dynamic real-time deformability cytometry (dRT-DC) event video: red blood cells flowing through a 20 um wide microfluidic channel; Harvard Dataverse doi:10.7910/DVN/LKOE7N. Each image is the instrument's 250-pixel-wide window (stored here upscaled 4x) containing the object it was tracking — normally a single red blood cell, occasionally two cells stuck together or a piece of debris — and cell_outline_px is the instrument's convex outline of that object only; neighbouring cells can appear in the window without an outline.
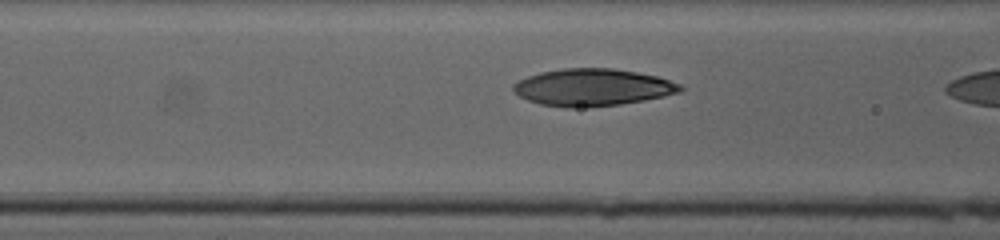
{"species": "human", "species_latin": "Homo sapiens", "temperature_condition": "cold", "stored_images_in_passage": 18, "camera_frame_rate_fps": 3000, "um_per_image_px": 0.085, "donor": {"sex": "female"}, "frame": {"image": 1, "passage_image": 16, "time_ms": 5.0, "image_size_px": [1000, 240], "cell_outline_px": [[684, 88], [680, 92], [664, 96], [644, 100], [620, 104], [572, 108], [568, 108], [540, 104], [528, 100], [512, 92], [512, 84], [528, 76], [540, 72], [564, 68], [612, 68], [636, 72], [656, 76], [680, 84]], "centroid_in_image_um": [50.34, 7.42], "position_along_channel_um": 116.3, "area_um2": 36.01}}